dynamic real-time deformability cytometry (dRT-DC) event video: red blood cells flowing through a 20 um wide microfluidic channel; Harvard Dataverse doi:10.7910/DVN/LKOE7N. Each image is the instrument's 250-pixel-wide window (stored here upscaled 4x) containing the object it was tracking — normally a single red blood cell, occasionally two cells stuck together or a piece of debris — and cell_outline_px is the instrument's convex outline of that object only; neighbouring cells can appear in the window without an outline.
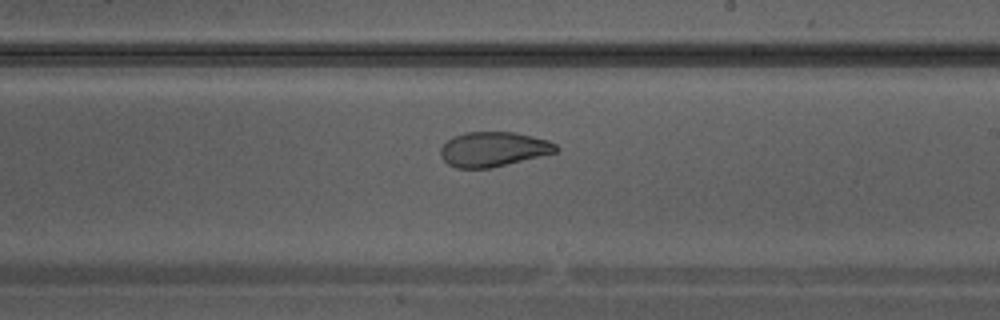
{"species": "Egyptian fruit bat (a non-hibernating species)", "species_latin": "Rousettus aegyptiacus", "temperature_condition": "warm", "stored_images_in_passage": 33, "camera_frame_rate_fps": 3000, "um_per_image_px": 0.085, "animal": {"sex": "male"}, "frame": {"image": 1, "passage_image": 19, "time_ms": 6.0, "image_size_px": [1000, 320], "cell_outline_px": [[560, 148], [556, 152], [492, 168], [456, 168], [448, 164], [440, 156], [440, 148], [452, 136], [464, 132], [516, 132], [548, 140], [556, 144]], "centroid_in_image_um": [41.92, 12.68], "position_along_channel_um": 247.1, "area_um2": 23.47}}